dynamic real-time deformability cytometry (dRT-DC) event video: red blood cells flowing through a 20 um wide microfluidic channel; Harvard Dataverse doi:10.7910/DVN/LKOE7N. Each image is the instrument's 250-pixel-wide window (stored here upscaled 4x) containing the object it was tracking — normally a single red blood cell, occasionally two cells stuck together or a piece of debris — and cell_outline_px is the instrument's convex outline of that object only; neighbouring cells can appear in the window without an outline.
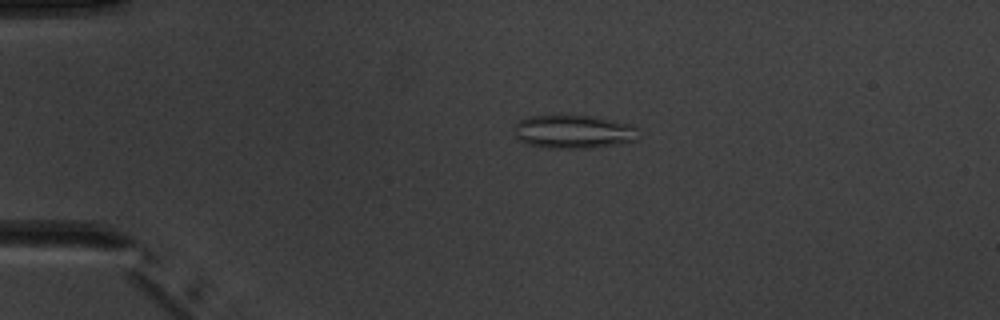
{"species": "common noctule bat (a hibernating species)", "species_latin": "Nyctalus noctula", "temperature_condition": "warm", "stored_images_in_passage": 4, "camera_frame_rate_fps": 3000, "um_per_image_px": 0.085, "animal": {"sex": "male", "body_mass_g": 20.1, "forearm_length_mm": 53.5}, "frame": {"image": 1, "passage_image": 3, "time_ms": 2.333, "image_size_px": [1000, 320], "cell_outline_px": [[636, 140], [616, 144], [588, 148], [544, 148], [524, 144], [516, 140], [512, 132], [516, 124], [520, 120], [528, 116], [596, 116], [616, 120], [632, 124], [636, 128]], "centroid_in_image_um": [48.67, 11.2], "position_along_channel_um": 36.3, "area_um2": 24.51}}